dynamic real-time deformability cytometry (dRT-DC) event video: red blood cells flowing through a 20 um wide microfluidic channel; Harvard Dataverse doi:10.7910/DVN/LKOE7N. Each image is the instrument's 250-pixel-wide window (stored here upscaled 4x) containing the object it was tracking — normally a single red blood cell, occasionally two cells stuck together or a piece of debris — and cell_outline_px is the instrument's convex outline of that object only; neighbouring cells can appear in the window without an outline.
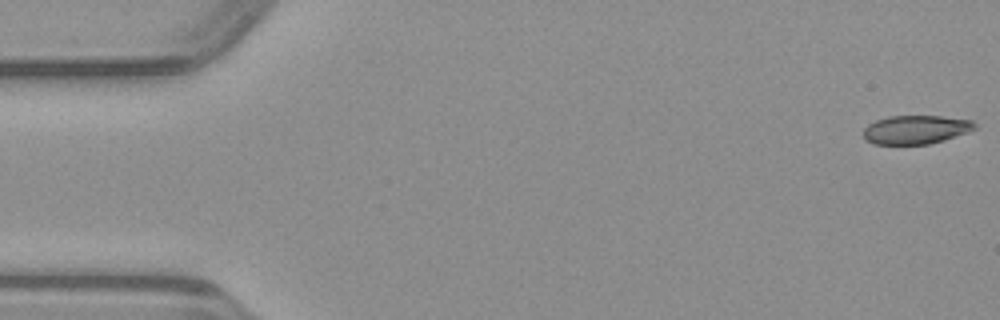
{"species": "common noctule bat (a hibernating species)", "species_latin": "Nyctalus noctula", "temperature_condition": "warm", "stored_images_in_passage": 49, "camera_frame_rate_fps": 3000, "um_per_image_px": 0.085, "animal": {"sex": "male", "body_mass_g": 23.1, "forearm_length_mm": 52.7}, "frame": {"image": 1, "passage_image": 1, "time_ms": 0.0, "image_size_px": [1000, 320], "cell_outline_px": [[976, 128], [968, 132], [944, 140], [928, 144], [876, 144], [864, 140], [864, 128], [868, 124], [876, 120], [888, 116], [940, 116], [972, 120], [976, 124]], "centroid_in_image_um": [77.84, 11.01], "position_along_channel_um": 7.2, "area_um2": 18.61}}
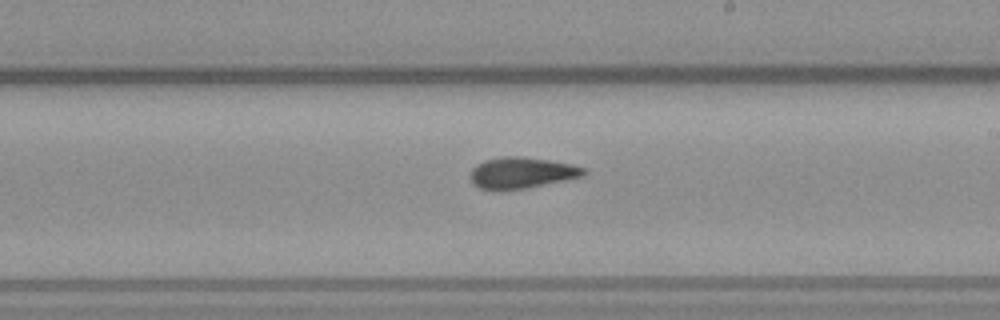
{"frame": {"image": 2, "passage_image": 28, "time_ms": 9.0, "image_size_px": [1000, 320], "cell_outline_px": [[588, 172], [584, 176], [528, 188], [496, 192], [480, 188], [472, 184], [472, 168], [476, 164], [484, 160], [500, 156], [520, 156], [548, 160], [572, 164], [584, 168]], "centroid_in_image_um": [44.32, 14.71], "position_along_channel_um": 244.7, "area_um2": 20.98}}
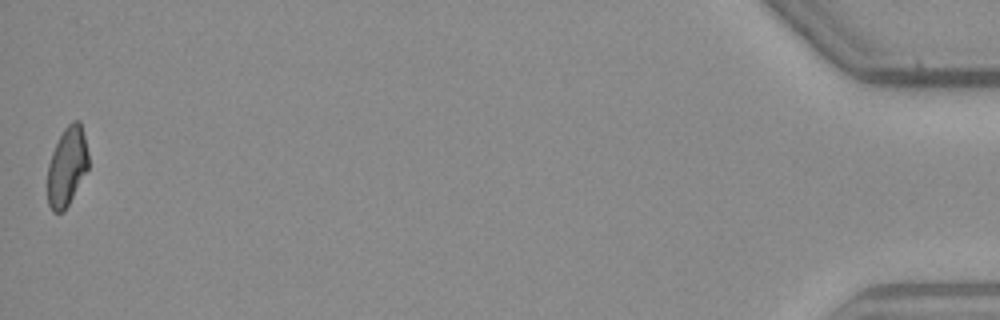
{"frame": {"image": 3, "passage_image": 49, "time_ms": 16.0, "image_size_px": [1000, 320], "cell_outline_px": [[88, 168], [64, 212], [52, 212], [48, 204], [48, 164], [52, 152], [64, 128], [72, 120], [80, 120], [88, 152]], "centroid_in_image_um": [5.69, 14.15], "position_along_channel_um": 429.5, "area_um2": 18.67}}